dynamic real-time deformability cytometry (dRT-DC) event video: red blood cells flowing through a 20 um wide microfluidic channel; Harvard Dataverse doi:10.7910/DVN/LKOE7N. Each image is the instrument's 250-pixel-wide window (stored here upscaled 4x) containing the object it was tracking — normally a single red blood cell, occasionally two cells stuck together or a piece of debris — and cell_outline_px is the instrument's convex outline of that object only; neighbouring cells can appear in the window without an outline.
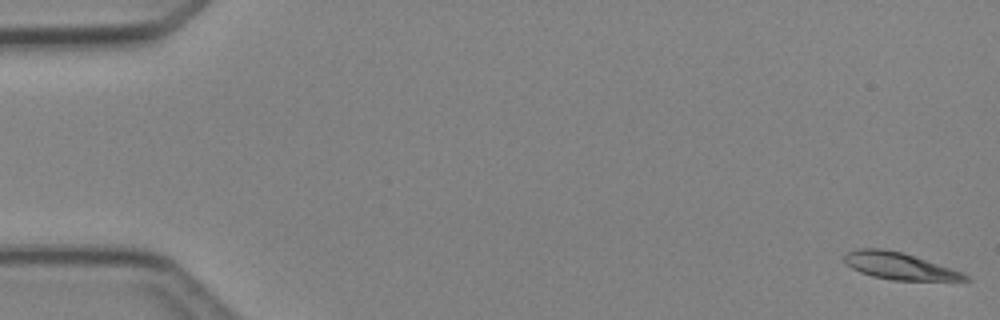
{"species": "Egyptian fruit bat (a non-hibernating species)", "species_latin": "Rousettus aegyptiacus", "temperature_condition": "cold", "stored_images_in_passage": 5, "camera_frame_rate_fps": 3000, "um_per_image_px": 0.085, "animal": {"sex": "female"}, "frame": {"image": 1, "passage_image": 1, "time_ms": 0.0, "image_size_px": [1000, 320], "cell_outline_px": [[972, 280], [892, 280], [872, 276], [860, 272], [844, 264], [844, 256], [848, 252], [856, 248], [880, 248], [904, 252], [964, 272]], "centroid_in_image_um": [76.43, 22.6], "position_along_channel_um": 8.6, "area_um2": 19.07}}
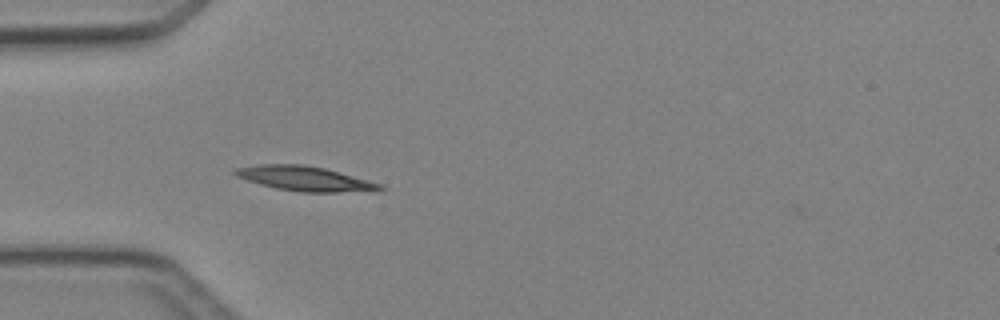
{"frame": {"image": 2, "passage_image": 5, "time_ms": 4.667, "image_size_px": [1000, 320], "cell_outline_px": [[384, 188], [336, 192], [300, 192], [276, 188], [260, 184], [236, 176], [232, 172], [236, 168], [260, 164], [304, 164], [324, 168], [380, 184]], "centroid_in_image_um": [25.77, 15.16], "position_along_channel_um": 59.2, "area_um2": 20.11}}